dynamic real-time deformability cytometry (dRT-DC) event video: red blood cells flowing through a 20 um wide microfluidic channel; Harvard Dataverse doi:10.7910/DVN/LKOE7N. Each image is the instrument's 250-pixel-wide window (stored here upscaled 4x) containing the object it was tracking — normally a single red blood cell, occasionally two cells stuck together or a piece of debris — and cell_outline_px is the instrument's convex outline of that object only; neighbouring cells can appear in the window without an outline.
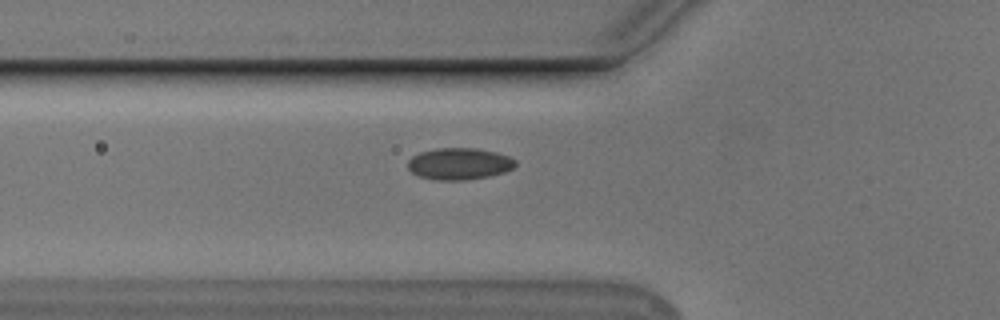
{"species": "Egyptian fruit bat (a non-hibernating species)", "species_latin": "Rousettus aegyptiacus", "temperature_condition": "cold", "stored_images_in_passage": 23, "camera_frame_rate_fps": 3000, "um_per_image_px": 0.085, "animal": {"sex": "male"}, "frame": {"image": 1, "passage_image": 5, "time_ms": 1.333, "image_size_px": [1000, 320], "cell_outline_px": [[516, 164], [512, 168], [504, 172], [488, 176], [464, 180], [440, 180], [420, 176], [412, 172], [408, 168], [408, 160], [412, 156], [420, 152], [436, 148], [476, 148], [496, 152], [508, 156], [516, 160]], "centroid_in_image_um": [39.03, 13.91], "position_along_channel_um": 86.8, "area_um2": 19.77}}
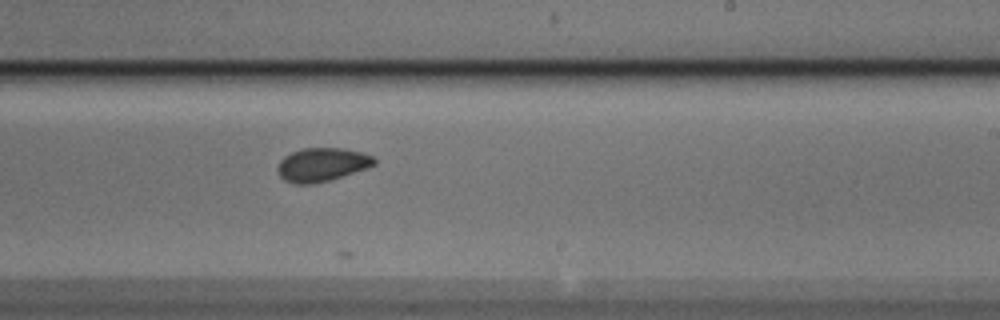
{"frame": {"image": 2, "passage_image": 19, "time_ms": 6.0, "image_size_px": [1000, 320], "cell_outline_px": [[376, 164], [368, 168], [328, 180], [312, 184], [296, 184], [284, 180], [280, 176], [276, 168], [280, 160], [284, 156], [292, 152], [304, 148], [344, 148], [360, 152], [372, 156], [376, 160]], "centroid_in_image_um": [27.35, 13.99], "position_along_channel_um": 261.6, "area_um2": 18.84}}